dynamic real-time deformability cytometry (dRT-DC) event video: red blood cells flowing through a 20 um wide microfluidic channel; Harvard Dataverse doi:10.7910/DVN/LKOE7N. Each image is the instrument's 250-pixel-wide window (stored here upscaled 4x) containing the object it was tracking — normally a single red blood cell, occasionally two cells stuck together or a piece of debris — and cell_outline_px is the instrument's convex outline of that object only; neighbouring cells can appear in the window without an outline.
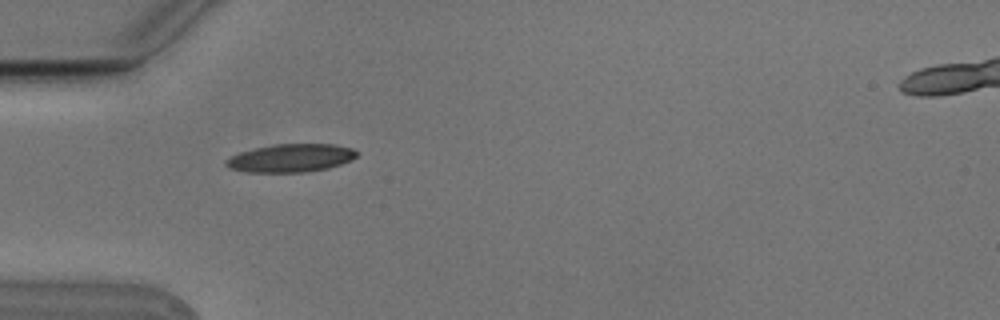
{"species": "Egyptian fruit bat (a non-hibernating species)", "species_latin": "Rousettus aegyptiacus", "temperature_condition": "cold", "stored_images_in_passage": 6, "camera_frame_rate_fps": 3000, "um_per_image_px": 0.085, "animal": {"sex": "male"}, "frame": {"image": 1, "passage_image": 1, "time_ms": 0.0, "image_size_px": [1000, 320], "cell_outline_px": [[360, 152], [356, 156], [340, 164], [328, 168], [304, 172], [248, 172], [228, 168], [224, 164], [224, 160], [240, 152], [256, 148], [276, 144], [332, 144], [352, 148]], "centroid_in_image_um": [24.7, 13.43], "position_along_channel_um": 60.3, "area_um2": 21.27}}
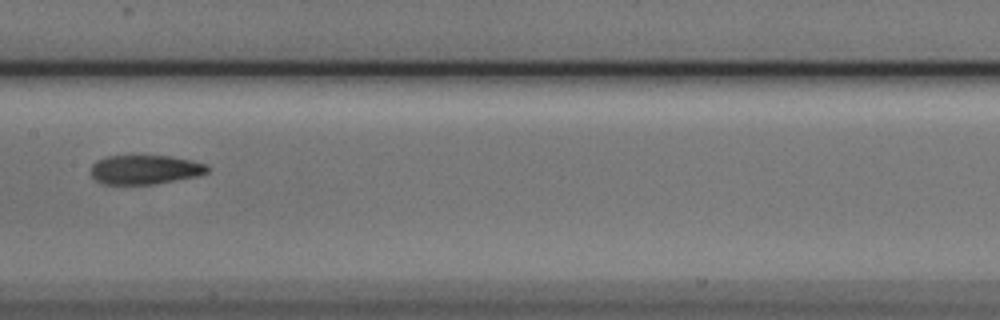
{"frame": {"image": 2, "passage_image": 4, "time_ms": 1.0, "image_size_px": [1000, 320], "cell_outline_px": [[208, 172], [196, 176], [156, 184], [104, 184], [96, 180], [88, 172], [92, 164], [96, 160], [104, 156], [168, 156], [192, 160], [204, 164], [208, 168]], "centroid_in_image_um": [12.26, 14.42], "position_along_channel_um": 195.1, "area_um2": 19.88}}
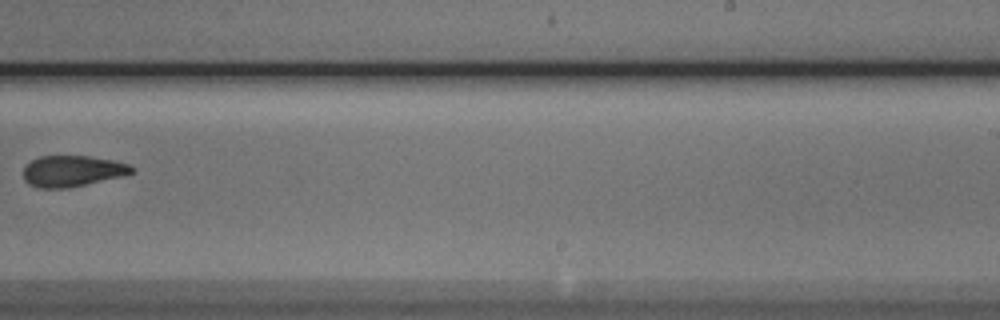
{"frame": {"image": 3, "passage_image": 6, "time_ms": 1.667, "image_size_px": [1000, 320], "cell_outline_px": [[136, 168], [132, 172], [120, 176], [68, 188], [40, 188], [28, 184], [24, 180], [24, 168], [32, 160], [40, 156], [88, 156], [112, 160], [128, 164]], "centroid_in_image_um": [6.12, 14.54], "position_along_channel_um": 282.9, "area_um2": 19.36}}